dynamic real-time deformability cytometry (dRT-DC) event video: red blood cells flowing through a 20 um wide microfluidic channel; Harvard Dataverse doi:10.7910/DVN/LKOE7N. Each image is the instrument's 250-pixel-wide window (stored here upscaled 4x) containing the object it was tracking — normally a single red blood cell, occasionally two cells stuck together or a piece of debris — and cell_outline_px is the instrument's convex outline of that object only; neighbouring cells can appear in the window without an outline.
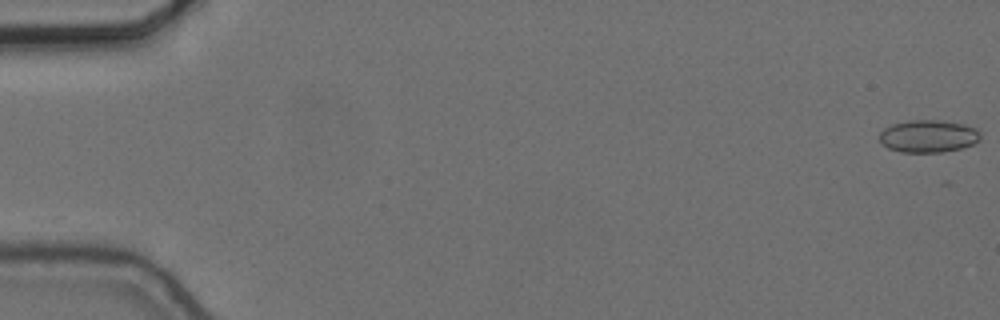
{"species": "common noctule bat (a hibernating species)", "species_latin": "Nyctalus noctula", "temperature_condition": "cold", "stored_images_in_passage": 33, "camera_frame_rate_fps": 3000, "um_per_image_px": 0.085, "animal": {"sex": "female", "body_mass_g": 24.6, "forearm_length_mm": 56.2}, "frame": {"image": 1, "passage_image": 1, "time_ms": 0.0, "image_size_px": [1000, 320], "cell_outline_px": [[980, 140], [972, 144], [960, 148], [940, 152], [900, 152], [888, 148], [880, 140], [880, 132], [884, 128], [892, 124], [912, 120], [944, 120], [964, 124], [976, 128], [980, 132]], "centroid_in_image_um": [78.92, 11.56], "position_along_channel_um": 6.1, "area_um2": 19.07}}
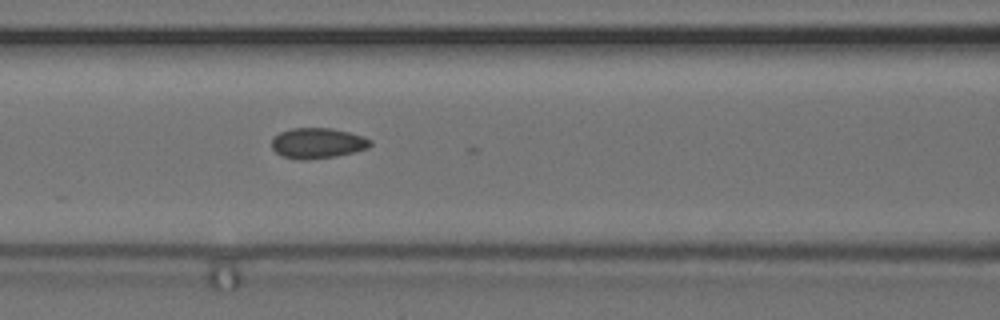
{"frame": {"image": 2, "passage_image": 25, "time_ms": 8.0, "image_size_px": [1000, 320], "cell_outline_px": [[372, 144], [368, 148], [336, 156], [308, 160], [300, 160], [284, 156], [276, 152], [272, 148], [272, 136], [280, 132], [292, 128], [332, 128], [364, 136], [372, 140]], "centroid_in_image_um": [26.99, 12.16], "position_along_channel_um": 139.6, "area_um2": 17.57}}
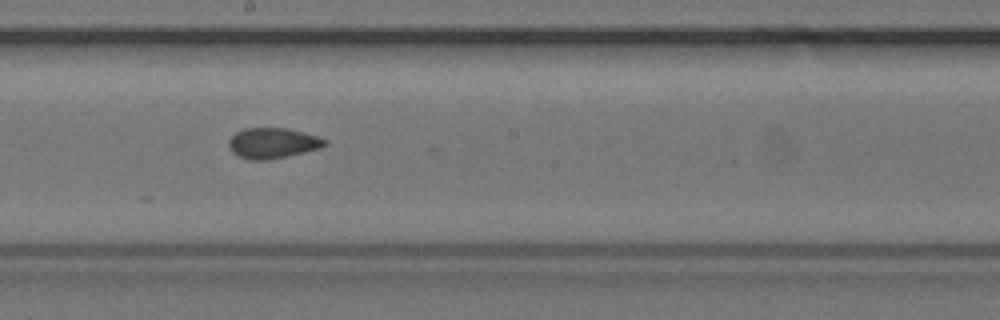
{"frame": {"image": 3, "passage_image": 32, "time_ms": 10.333, "image_size_px": [1000, 320], "cell_outline_px": [[328, 144], [320, 148], [288, 156], [268, 160], [248, 160], [232, 152], [228, 144], [228, 140], [236, 132], [244, 128], [288, 128], [304, 132], [328, 140]], "centroid_in_image_um": [23.18, 12.16], "position_along_channel_um": 225.0, "area_um2": 17.17}}